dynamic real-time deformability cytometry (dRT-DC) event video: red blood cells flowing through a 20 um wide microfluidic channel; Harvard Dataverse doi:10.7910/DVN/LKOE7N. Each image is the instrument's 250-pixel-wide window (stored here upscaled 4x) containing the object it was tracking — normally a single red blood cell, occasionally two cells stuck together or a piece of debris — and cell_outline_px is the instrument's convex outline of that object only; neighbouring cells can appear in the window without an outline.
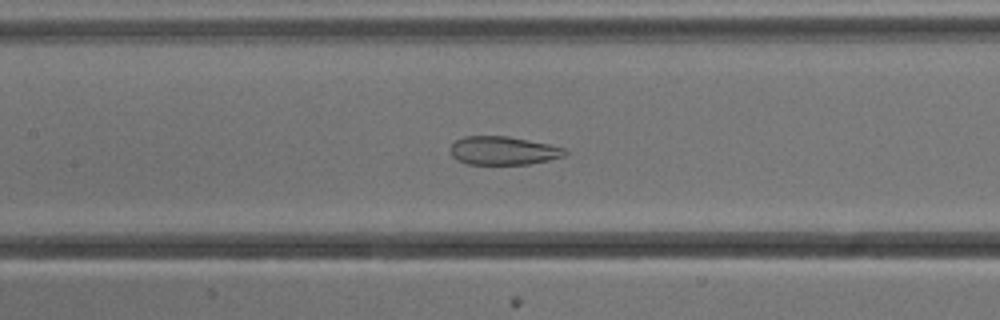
{"species": "common noctule bat (a hibernating species)", "species_latin": "Nyctalus noctula", "temperature_condition": "cold", "stored_images_in_passage": 51, "camera_frame_rate_fps": 3000, "um_per_image_px": 0.085, "animal": {"sex": "male", "body_mass_g": 13.3}, "frame": {"image": 1, "passage_image": 21, "time_ms": 6.667, "image_size_px": [1000, 320], "cell_outline_px": [[568, 152], [564, 156], [548, 160], [528, 164], [468, 164], [456, 160], [452, 156], [448, 148], [456, 140], [464, 136], [508, 136], [548, 144], [564, 148]], "centroid_in_image_um": [42.73, 12.8], "position_along_channel_um": 164.7, "area_um2": 19.02}}
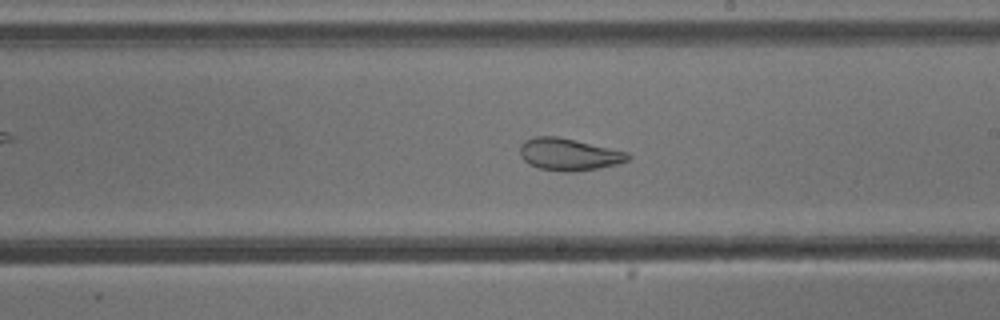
{"frame": {"image": 2, "passage_image": 27, "time_ms": 8.667, "image_size_px": [1000, 320], "cell_outline_px": [[632, 156], [628, 160], [616, 164], [596, 168], [572, 172], [568, 172], [540, 168], [528, 164], [520, 156], [520, 144], [524, 140], [536, 136], [556, 136], [576, 140], [628, 152]], "centroid_in_image_um": [48.33, 13.11], "position_along_channel_um": 240.7, "area_um2": 20.11}}
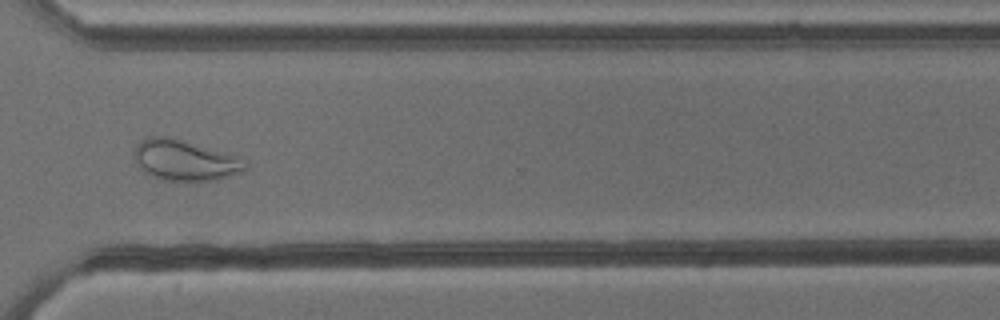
{"frame": {"image": 3, "passage_image": 36, "time_ms": 11.667, "image_size_px": [1000, 320], "cell_outline_px": [[248, 168], [240, 172], [216, 180], [160, 180], [144, 172], [136, 164], [136, 144], [140, 140], [152, 136], [164, 136], [180, 140], [236, 156], [248, 164]], "centroid_in_image_um": [15.68, 13.64], "position_along_channel_um": 354.9, "area_um2": 25.66}, "authors_computed_cell_mechanics": {"area_um2": 28.8422, "velocity_mm_per_s": 3.8155, "shape_relaxation_time_tau1_ms": null, "shape_relaxation_time_tau2_ms": 1.6685, "deformation_change_tau1": null, "deformation_change_tau2": 0.0871}}